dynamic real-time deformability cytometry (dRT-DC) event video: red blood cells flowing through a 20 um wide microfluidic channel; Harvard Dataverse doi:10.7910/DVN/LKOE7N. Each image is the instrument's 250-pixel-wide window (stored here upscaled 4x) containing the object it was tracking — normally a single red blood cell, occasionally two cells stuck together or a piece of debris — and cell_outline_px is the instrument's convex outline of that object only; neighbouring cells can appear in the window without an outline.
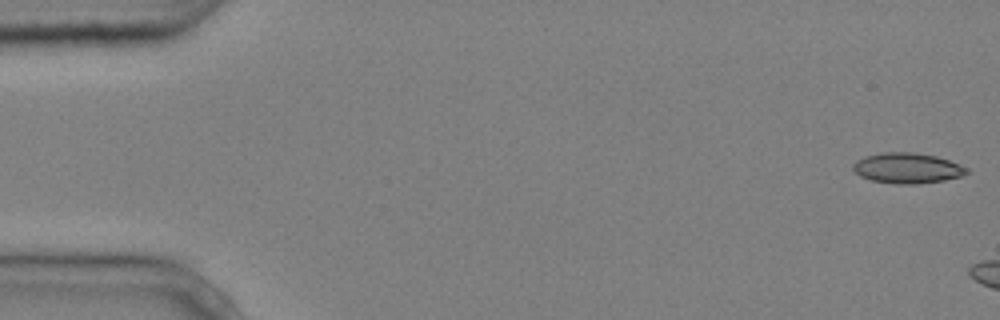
{"species": "common noctule bat (a hibernating species)", "species_latin": "Nyctalus noctula", "temperature_condition": "cold", "stored_images_in_passage": 7, "camera_frame_rate_fps": 3000, "um_per_image_px": 0.085, "animal": {"sex": "male", "body_mass_g": 20.4}, "frame": {"image": 1, "passage_image": 1, "time_ms": 0.0, "image_size_px": [1000, 320], "cell_outline_px": [[968, 172], [960, 176], [944, 180], [916, 184], [896, 184], [872, 180], [860, 176], [852, 168], [852, 164], [856, 160], [864, 156], [880, 152], [916, 152], [936, 156], [960, 164], [968, 168]], "centroid_in_image_um": [77.09, 14.28], "position_along_channel_um": 7.9, "area_um2": 20.23}}